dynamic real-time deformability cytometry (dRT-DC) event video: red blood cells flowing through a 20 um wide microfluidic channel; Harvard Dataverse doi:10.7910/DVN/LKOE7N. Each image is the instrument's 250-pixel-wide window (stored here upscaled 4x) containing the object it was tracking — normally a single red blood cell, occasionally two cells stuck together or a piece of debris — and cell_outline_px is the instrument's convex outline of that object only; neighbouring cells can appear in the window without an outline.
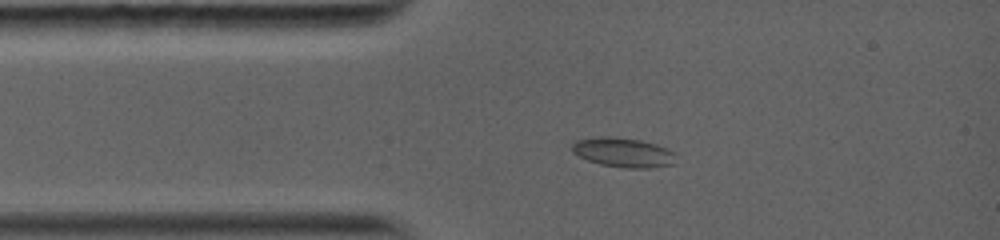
{"species": "common noctule bat (a hibernating species)", "species_latin": "Nyctalus noctula", "temperature_condition": "warm", "stored_images_in_passage": 4, "camera_frame_rate_fps": 5000, "um_per_image_px": 0.085, "animal": {"sex": "female", "body_mass_g": 19.0, "forearm_length_mm": 56.7}, "frame": {"image": 1, "passage_image": 3, "time_ms": 1.6, "image_size_px": [1000, 240], "cell_outline_px": [[676, 164], [648, 168], [624, 168], [600, 164], [588, 160], [572, 152], [572, 144], [576, 140], [604, 136], [608, 136], [640, 140], [656, 144], [676, 152]], "centroid_in_image_um": [53.02, 12.97], "position_along_channel_um": 32.0, "area_um2": 17.92}}